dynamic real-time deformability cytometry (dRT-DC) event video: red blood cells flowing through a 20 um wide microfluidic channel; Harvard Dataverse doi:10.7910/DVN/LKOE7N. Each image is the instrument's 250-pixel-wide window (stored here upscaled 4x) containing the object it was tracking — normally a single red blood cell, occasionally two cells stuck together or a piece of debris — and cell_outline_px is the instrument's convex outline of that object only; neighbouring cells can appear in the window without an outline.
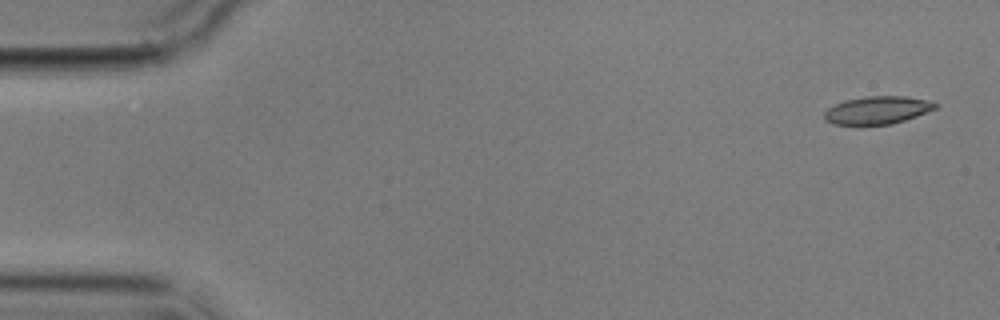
{"species": "common noctule bat (a hibernating species)", "species_latin": "Nyctalus noctula", "temperature_condition": "cold", "stored_images_in_passage": 6, "segment_of_instrument_passage": [1, 2], "camera_frame_rate_fps": 3000, "um_per_image_px": 0.085, "animal": {"sex": "male", "body_mass_g": 17.9}, "frame": {"image": 1, "passage_image": 1, "time_ms": 0.0, "image_size_px": [1000, 320], "cell_outline_px": [[940, 104], [936, 108], [916, 116], [892, 124], [832, 124], [824, 120], [824, 112], [828, 108], [836, 104], [848, 100], [864, 96], [904, 96], [928, 100]], "centroid_in_image_um": [74.59, 9.36], "position_along_channel_um": 10.4, "area_um2": 17.8}}
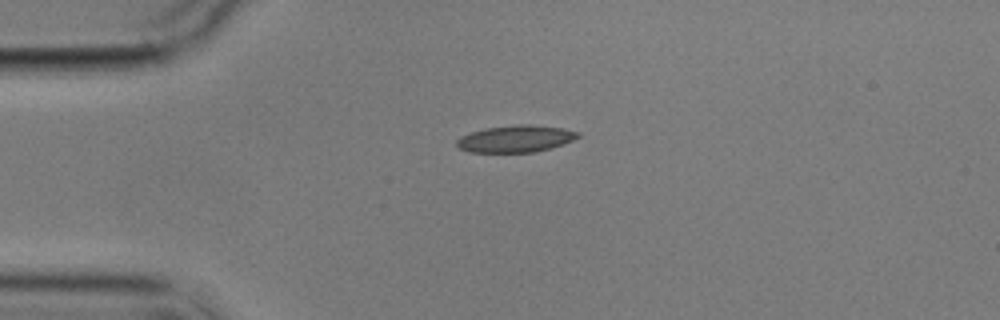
{"frame": {"image": 2, "passage_image": 4, "time_ms": 3.667, "image_size_px": [1000, 320], "cell_outline_px": [[580, 136], [564, 144], [552, 148], [536, 152], [468, 152], [460, 148], [456, 144], [456, 140], [460, 136], [484, 128], [516, 124], [528, 124], [564, 128], [580, 132]], "centroid_in_image_um": [43.85, 11.79], "position_along_channel_um": 41.2, "area_um2": 19.19}}